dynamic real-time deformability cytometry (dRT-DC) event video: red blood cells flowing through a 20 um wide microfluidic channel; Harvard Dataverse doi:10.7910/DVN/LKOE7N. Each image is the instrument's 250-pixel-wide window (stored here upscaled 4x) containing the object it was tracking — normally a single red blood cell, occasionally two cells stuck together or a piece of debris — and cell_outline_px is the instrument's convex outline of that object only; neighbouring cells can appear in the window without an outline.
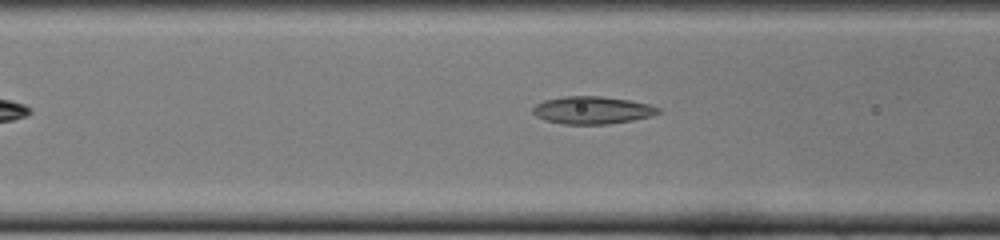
{"species": "common noctule bat (a hibernating species)", "species_latin": "Nyctalus noctula", "temperature_condition": "cold", "stored_images_in_passage": 40, "camera_frame_rate_fps": 3000, "um_per_image_px": 0.085, "animal": {"sex": "female", "body_mass_g": 22.0, "forearm_length_mm": 56.7}, "frame": {"image": 1, "passage_image": 13, "time_ms": 4.0, "image_size_px": [1000, 240], "cell_outline_px": [[660, 112], [652, 116], [632, 120], [608, 124], [564, 124], [544, 120], [536, 116], [532, 112], [532, 108], [536, 104], [544, 100], [564, 96], [600, 96], [628, 100], [648, 104], [660, 108]], "centroid_in_image_um": [50.32, 9.36], "position_along_channel_um": 116.3, "area_um2": 20.11}}
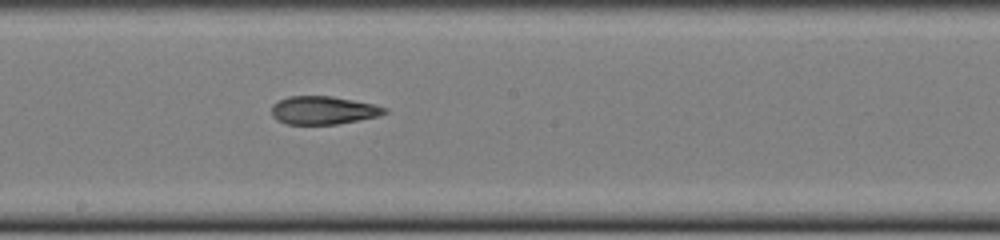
{"frame": {"image": 2, "passage_image": 21, "time_ms": 6.667, "image_size_px": [1000, 240], "cell_outline_px": [[388, 112], [380, 116], [336, 124], [288, 124], [276, 120], [272, 116], [272, 104], [288, 96], [332, 96], [376, 104], [388, 108]], "centroid_in_image_um": [27.51, 9.37], "position_along_channel_um": 220.7, "area_um2": 18.67}}
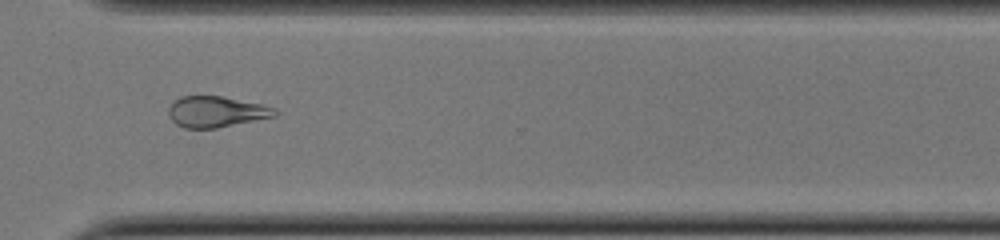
{"frame": {"image": 3, "passage_image": 31, "time_ms": 10.0, "image_size_px": [1000, 240], "cell_outline_px": [[280, 112], [276, 116], [216, 128], [184, 128], [176, 124], [168, 116], [168, 108], [180, 96], [220, 96], [260, 104], [276, 108]], "centroid_in_image_um": [18.38, 9.5], "position_along_channel_um": 352.2, "area_um2": 19.07}, "authors_computed_cell_mechanics": {"area_um2": 20.0566, "velocity_mm_per_s": 3.9304, "shape_relaxation_time_tau1_ms": null, "shape_relaxation_time_tau2_ms": 4.8287, "deformation_change_tau1": null, "deformation_change_tau2": 0.1404}}